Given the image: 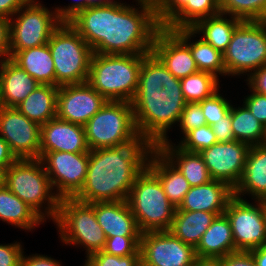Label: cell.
Listing matches in <instances>:
<instances>
[{
  "label": "cell",
  "instance_id": "1",
  "mask_svg": "<svg viewBox=\"0 0 266 266\" xmlns=\"http://www.w3.org/2000/svg\"><path fill=\"white\" fill-rule=\"evenodd\" d=\"M140 7L112 1L78 12L68 23L96 54H149L161 28L153 0H135Z\"/></svg>",
  "mask_w": 266,
  "mask_h": 266
},
{
  "label": "cell",
  "instance_id": "2",
  "mask_svg": "<svg viewBox=\"0 0 266 266\" xmlns=\"http://www.w3.org/2000/svg\"><path fill=\"white\" fill-rule=\"evenodd\" d=\"M131 104L138 134L155 147L178 123L186 105L180 79L152 52L142 59L138 89Z\"/></svg>",
  "mask_w": 266,
  "mask_h": 266
},
{
  "label": "cell",
  "instance_id": "3",
  "mask_svg": "<svg viewBox=\"0 0 266 266\" xmlns=\"http://www.w3.org/2000/svg\"><path fill=\"white\" fill-rule=\"evenodd\" d=\"M154 149L153 144H126L90 150L86 180L73 198L89 204L127 200Z\"/></svg>",
  "mask_w": 266,
  "mask_h": 266
},
{
  "label": "cell",
  "instance_id": "4",
  "mask_svg": "<svg viewBox=\"0 0 266 266\" xmlns=\"http://www.w3.org/2000/svg\"><path fill=\"white\" fill-rule=\"evenodd\" d=\"M145 55L93 53L87 83L107 101L131 103L138 89Z\"/></svg>",
  "mask_w": 266,
  "mask_h": 266
},
{
  "label": "cell",
  "instance_id": "5",
  "mask_svg": "<svg viewBox=\"0 0 266 266\" xmlns=\"http://www.w3.org/2000/svg\"><path fill=\"white\" fill-rule=\"evenodd\" d=\"M5 186L44 221L48 218L55 221L60 198L52 191L50 179L40 159H17L6 170Z\"/></svg>",
  "mask_w": 266,
  "mask_h": 266
},
{
  "label": "cell",
  "instance_id": "6",
  "mask_svg": "<svg viewBox=\"0 0 266 266\" xmlns=\"http://www.w3.org/2000/svg\"><path fill=\"white\" fill-rule=\"evenodd\" d=\"M84 129L90 150L152 144L138 134L132 104L127 101H107L84 125Z\"/></svg>",
  "mask_w": 266,
  "mask_h": 266
},
{
  "label": "cell",
  "instance_id": "7",
  "mask_svg": "<svg viewBox=\"0 0 266 266\" xmlns=\"http://www.w3.org/2000/svg\"><path fill=\"white\" fill-rule=\"evenodd\" d=\"M127 202L141 233L170 229L176 207L167 198L159 179L147 167L136 178Z\"/></svg>",
  "mask_w": 266,
  "mask_h": 266
},
{
  "label": "cell",
  "instance_id": "8",
  "mask_svg": "<svg viewBox=\"0 0 266 266\" xmlns=\"http://www.w3.org/2000/svg\"><path fill=\"white\" fill-rule=\"evenodd\" d=\"M48 45L54 62L57 87L88 81L93 51L68 22H62L54 30Z\"/></svg>",
  "mask_w": 266,
  "mask_h": 266
},
{
  "label": "cell",
  "instance_id": "9",
  "mask_svg": "<svg viewBox=\"0 0 266 266\" xmlns=\"http://www.w3.org/2000/svg\"><path fill=\"white\" fill-rule=\"evenodd\" d=\"M54 223L63 244L83 246L87 252L86 257L105 247L107 237L89 203L74 198H61Z\"/></svg>",
  "mask_w": 266,
  "mask_h": 266
},
{
  "label": "cell",
  "instance_id": "10",
  "mask_svg": "<svg viewBox=\"0 0 266 266\" xmlns=\"http://www.w3.org/2000/svg\"><path fill=\"white\" fill-rule=\"evenodd\" d=\"M223 61L227 76H249L266 65V21H243L235 29Z\"/></svg>",
  "mask_w": 266,
  "mask_h": 266
},
{
  "label": "cell",
  "instance_id": "11",
  "mask_svg": "<svg viewBox=\"0 0 266 266\" xmlns=\"http://www.w3.org/2000/svg\"><path fill=\"white\" fill-rule=\"evenodd\" d=\"M13 16L14 19L10 18L9 58L18 51L47 44L62 23L55 11L36 0H29Z\"/></svg>",
  "mask_w": 266,
  "mask_h": 266
},
{
  "label": "cell",
  "instance_id": "12",
  "mask_svg": "<svg viewBox=\"0 0 266 266\" xmlns=\"http://www.w3.org/2000/svg\"><path fill=\"white\" fill-rule=\"evenodd\" d=\"M255 203L233 196L227 204L224 214L230 222L237 251H250L266 245L264 200H255Z\"/></svg>",
  "mask_w": 266,
  "mask_h": 266
},
{
  "label": "cell",
  "instance_id": "13",
  "mask_svg": "<svg viewBox=\"0 0 266 266\" xmlns=\"http://www.w3.org/2000/svg\"><path fill=\"white\" fill-rule=\"evenodd\" d=\"M40 160L60 199L73 198L81 190L86 180L89 153L55 151L45 153Z\"/></svg>",
  "mask_w": 266,
  "mask_h": 266
},
{
  "label": "cell",
  "instance_id": "14",
  "mask_svg": "<svg viewBox=\"0 0 266 266\" xmlns=\"http://www.w3.org/2000/svg\"><path fill=\"white\" fill-rule=\"evenodd\" d=\"M0 136L17 159H40L41 126L15 107L0 106Z\"/></svg>",
  "mask_w": 266,
  "mask_h": 266
},
{
  "label": "cell",
  "instance_id": "15",
  "mask_svg": "<svg viewBox=\"0 0 266 266\" xmlns=\"http://www.w3.org/2000/svg\"><path fill=\"white\" fill-rule=\"evenodd\" d=\"M195 248L168 231L141 234L140 260L147 266L193 265Z\"/></svg>",
  "mask_w": 266,
  "mask_h": 266
},
{
  "label": "cell",
  "instance_id": "16",
  "mask_svg": "<svg viewBox=\"0 0 266 266\" xmlns=\"http://www.w3.org/2000/svg\"><path fill=\"white\" fill-rule=\"evenodd\" d=\"M250 146L240 141L217 142L199 152L213 180L227 183L232 189L239 184Z\"/></svg>",
  "mask_w": 266,
  "mask_h": 266
},
{
  "label": "cell",
  "instance_id": "17",
  "mask_svg": "<svg viewBox=\"0 0 266 266\" xmlns=\"http://www.w3.org/2000/svg\"><path fill=\"white\" fill-rule=\"evenodd\" d=\"M106 103L87 82L59 86L56 117L84 126Z\"/></svg>",
  "mask_w": 266,
  "mask_h": 266
},
{
  "label": "cell",
  "instance_id": "18",
  "mask_svg": "<svg viewBox=\"0 0 266 266\" xmlns=\"http://www.w3.org/2000/svg\"><path fill=\"white\" fill-rule=\"evenodd\" d=\"M152 53L178 79L199 71L190 47L172 30L161 27L157 31Z\"/></svg>",
  "mask_w": 266,
  "mask_h": 266
},
{
  "label": "cell",
  "instance_id": "19",
  "mask_svg": "<svg viewBox=\"0 0 266 266\" xmlns=\"http://www.w3.org/2000/svg\"><path fill=\"white\" fill-rule=\"evenodd\" d=\"M89 153L84 126L55 117L41 125L40 158L48 152Z\"/></svg>",
  "mask_w": 266,
  "mask_h": 266
},
{
  "label": "cell",
  "instance_id": "20",
  "mask_svg": "<svg viewBox=\"0 0 266 266\" xmlns=\"http://www.w3.org/2000/svg\"><path fill=\"white\" fill-rule=\"evenodd\" d=\"M233 196L234 189L227 183L211 180L208 183L191 187L176 210L206 211L219 216L224 214Z\"/></svg>",
  "mask_w": 266,
  "mask_h": 266
},
{
  "label": "cell",
  "instance_id": "21",
  "mask_svg": "<svg viewBox=\"0 0 266 266\" xmlns=\"http://www.w3.org/2000/svg\"><path fill=\"white\" fill-rule=\"evenodd\" d=\"M98 224L107 238L114 236H141L136 219L127 200L94 202Z\"/></svg>",
  "mask_w": 266,
  "mask_h": 266
},
{
  "label": "cell",
  "instance_id": "22",
  "mask_svg": "<svg viewBox=\"0 0 266 266\" xmlns=\"http://www.w3.org/2000/svg\"><path fill=\"white\" fill-rule=\"evenodd\" d=\"M39 85L11 58L0 60V106L16 107Z\"/></svg>",
  "mask_w": 266,
  "mask_h": 266
},
{
  "label": "cell",
  "instance_id": "23",
  "mask_svg": "<svg viewBox=\"0 0 266 266\" xmlns=\"http://www.w3.org/2000/svg\"><path fill=\"white\" fill-rule=\"evenodd\" d=\"M252 200L266 199V144L251 146L247 155L243 176L234 189V196ZM242 195V196H241Z\"/></svg>",
  "mask_w": 266,
  "mask_h": 266
},
{
  "label": "cell",
  "instance_id": "24",
  "mask_svg": "<svg viewBox=\"0 0 266 266\" xmlns=\"http://www.w3.org/2000/svg\"><path fill=\"white\" fill-rule=\"evenodd\" d=\"M168 138L167 136L156 148L183 174L191 187L213 180L199 153L187 152Z\"/></svg>",
  "mask_w": 266,
  "mask_h": 266
},
{
  "label": "cell",
  "instance_id": "25",
  "mask_svg": "<svg viewBox=\"0 0 266 266\" xmlns=\"http://www.w3.org/2000/svg\"><path fill=\"white\" fill-rule=\"evenodd\" d=\"M147 168L159 179L169 201L178 208L191 186L183 174L155 147Z\"/></svg>",
  "mask_w": 266,
  "mask_h": 266
},
{
  "label": "cell",
  "instance_id": "26",
  "mask_svg": "<svg viewBox=\"0 0 266 266\" xmlns=\"http://www.w3.org/2000/svg\"><path fill=\"white\" fill-rule=\"evenodd\" d=\"M230 222L225 214L216 216L195 248L199 257H223L236 252Z\"/></svg>",
  "mask_w": 266,
  "mask_h": 266
},
{
  "label": "cell",
  "instance_id": "27",
  "mask_svg": "<svg viewBox=\"0 0 266 266\" xmlns=\"http://www.w3.org/2000/svg\"><path fill=\"white\" fill-rule=\"evenodd\" d=\"M11 59L39 84L56 86L55 67L48 43L18 51Z\"/></svg>",
  "mask_w": 266,
  "mask_h": 266
},
{
  "label": "cell",
  "instance_id": "28",
  "mask_svg": "<svg viewBox=\"0 0 266 266\" xmlns=\"http://www.w3.org/2000/svg\"><path fill=\"white\" fill-rule=\"evenodd\" d=\"M59 87L39 85L15 108L40 126L56 117Z\"/></svg>",
  "mask_w": 266,
  "mask_h": 266
},
{
  "label": "cell",
  "instance_id": "29",
  "mask_svg": "<svg viewBox=\"0 0 266 266\" xmlns=\"http://www.w3.org/2000/svg\"><path fill=\"white\" fill-rule=\"evenodd\" d=\"M216 216L215 213L206 211L175 210L169 231L184 243L196 248Z\"/></svg>",
  "mask_w": 266,
  "mask_h": 266
},
{
  "label": "cell",
  "instance_id": "30",
  "mask_svg": "<svg viewBox=\"0 0 266 266\" xmlns=\"http://www.w3.org/2000/svg\"><path fill=\"white\" fill-rule=\"evenodd\" d=\"M226 17L223 13L209 16L199 20L191 28L199 36L203 34L201 38L222 54L226 51L235 29L243 22L237 17Z\"/></svg>",
  "mask_w": 266,
  "mask_h": 266
},
{
  "label": "cell",
  "instance_id": "31",
  "mask_svg": "<svg viewBox=\"0 0 266 266\" xmlns=\"http://www.w3.org/2000/svg\"><path fill=\"white\" fill-rule=\"evenodd\" d=\"M0 220L31 231L44 220L6 186L0 188Z\"/></svg>",
  "mask_w": 266,
  "mask_h": 266
},
{
  "label": "cell",
  "instance_id": "32",
  "mask_svg": "<svg viewBox=\"0 0 266 266\" xmlns=\"http://www.w3.org/2000/svg\"><path fill=\"white\" fill-rule=\"evenodd\" d=\"M174 32L190 47L199 71L209 72L217 78L218 75L226 76L223 54L220 51L206 43L202 38L191 42V38L197 35L191 28H181L174 30Z\"/></svg>",
  "mask_w": 266,
  "mask_h": 266
},
{
  "label": "cell",
  "instance_id": "33",
  "mask_svg": "<svg viewBox=\"0 0 266 266\" xmlns=\"http://www.w3.org/2000/svg\"><path fill=\"white\" fill-rule=\"evenodd\" d=\"M231 121L236 141L256 146L265 144V127L253 116L243 103L242 107H231Z\"/></svg>",
  "mask_w": 266,
  "mask_h": 266
},
{
  "label": "cell",
  "instance_id": "34",
  "mask_svg": "<svg viewBox=\"0 0 266 266\" xmlns=\"http://www.w3.org/2000/svg\"><path fill=\"white\" fill-rule=\"evenodd\" d=\"M220 13V0H192L186 4L163 28L177 30L192 28L199 20Z\"/></svg>",
  "mask_w": 266,
  "mask_h": 266
},
{
  "label": "cell",
  "instance_id": "35",
  "mask_svg": "<svg viewBox=\"0 0 266 266\" xmlns=\"http://www.w3.org/2000/svg\"><path fill=\"white\" fill-rule=\"evenodd\" d=\"M180 82L186 103H199L211 97L220 88L219 78L205 71H198L191 74L180 79Z\"/></svg>",
  "mask_w": 266,
  "mask_h": 266
},
{
  "label": "cell",
  "instance_id": "36",
  "mask_svg": "<svg viewBox=\"0 0 266 266\" xmlns=\"http://www.w3.org/2000/svg\"><path fill=\"white\" fill-rule=\"evenodd\" d=\"M220 13L243 21H266V0H220Z\"/></svg>",
  "mask_w": 266,
  "mask_h": 266
},
{
  "label": "cell",
  "instance_id": "37",
  "mask_svg": "<svg viewBox=\"0 0 266 266\" xmlns=\"http://www.w3.org/2000/svg\"><path fill=\"white\" fill-rule=\"evenodd\" d=\"M214 143H217V140L212 128L205 125L188 132L178 143V146L187 152L199 153L211 147Z\"/></svg>",
  "mask_w": 266,
  "mask_h": 266
},
{
  "label": "cell",
  "instance_id": "38",
  "mask_svg": "<svg viewBox=\"0 0 266 266\" xmlns=\"http://www.w3.org/2000/svg\"><path fill=\"white\" fill-rule=\"evenodd\" d=\"M219 91L220 90L215 92L211 97L199 102L206 123L209 126L222 119L232 107V104L218 93Z\"/></svg>",
  "mask_w": 266,
  "mask_h": 266
},
{
  "label": "cell",
  "instance_id": "39",
  "mask_svg": "<svg viewBox=\"0 0 266 266\" xmlns=\"http://www.w3.org/2000/svg\"><path fill=\"white\" fill-rule=\"evenodd\" d=\"M141 236H114L106 239L104 252L115 256L140 255Z\"/></svg>",
  "mask_w": 266,
  "mask_h": 266
},
{
  "label": "cell",
  "instance_id": "40",
  "mask_svg": "<svg viewBox=\"0 0 266 266\" xmlns=\"http://www.w3.org/2000/svg\"><path fill=\"white\" fill-rule=\"evenodd\" d=\"M84 266H136L140 255L115 256L99 251L88 257Z\"/></svg>",
  "mask_w": 266,
  "mask_h": 266
},
{
  "label": "cell",
  "instance_id": "41",
  "mask_svg": "<svg viewBox=\"0 0 266 266\" xmlns=\"http://www.w3.org/2000/svg\"><path fill=\"white\" fill-rule=\"evenodd\" d=\"M178 122L183 137L192 129L207 125L200 104L195 102L186 103Z\"/></svg>",
  "mask_w": 266,
  "mask_h": 266
},
{
  "label": "cell",
  "instance_id": "42",
  "mask_svg": "<svg viewBox=\"0 0 266 266\" xmlns=\"http://www.w3.org/2000/svg\"><path fill=\"white\" fill-rule=\"evenodd\" d=\"M157 22L164 27L186 4L192 0H153Z\"/></svg>",
  "mask_w": 266,
  "mask_h": 266
},
{
  "label": "cell",
  "instance_id": "43",
  "mask_svg": "<svg viewBox=\"0 0 266 266\" xmlns=\"http://www.w3.org/2000/svg\"><path fill=\"white\" fill-rule=\"evenodd\" d=\"M22 247L20 242L0 244V266H21Z\"/></svg>",
  "mask_w": 266,
  "mask_h": 266
},
{
  "label": "cell",
  "instance_id": "44",
  "mask_svg": "<svg viewBox=\"0 0 266 266\" xmlns=\"http://www.w3.org/2000/svg\"><path fill=\"white\" fill-rule=\"evenodd\" d=\"M246 98L243 103L250 110L253 116L265 127L266 126V95L254 91Z\"/></svg>",
  "mask_w": 266,
  "mask_h": 266
},
{
  "label": "cell",
  "instance_id": "45",
  "mask_svg": "<svg viewBox=\"0 0 266 266\" xmlns=\"http://www.w3.org/2000/svg\"><path fill=\"white\" fill-rule=\"evenodd\" d=\"M211 128L217 142L235 141L231 121V109L222 119L212 124Z\"/></svg>",
  "mask_w": 266,
  "mask_h": 266
},
{
  "label": "cell",
  "instance_id": "46",
  "mask_svg": "<svg viewBox=\"0 0 266 266\" xmlns=\"http://www.w3.org/2000/svg\"><path fill=\"white\" fill-rule=\"evenodd\" d=\"M220 259L222 266H256L250 251H236Z\"/></svg>",
  "mask_w": 266,
  "mask_h": 266
},
{
  "label": "cell",
  "instance_id": "47",
  "mask_svg": "<svg viewBox=\"0 0 266 266\" xmlns=\"http://www.w3.org/2000/svg\"><path fill=\"white\" fill-rule=\"evenodd\" d=\"M246 79L250 91L266 95V65L251 73Z\"/></svg>",
  "mask_w": 266,
  "mask_h": 266
},
{
  "label": "cell",
  "instance_id": "48",
  "mask_svg": "<svg viewBox=\"0 0 266 266\" xmlns=\"http://www.w3.org/2000/svg\"><path fill=\"white\" fill-rule=\"evenodd\" d=\"M10 19L0 17V60L9 58Z\"/></svg>",
  "mask_w": 266,
  "mask_h": 266
},
{
  "label": "cell",
  "instance_id": "49",
  "mask_svg": "<svg viewBox=\"0 0 266 266\" xmlns=\"http://www.w3.org/2000/svg\"><path fill=\"white\" fill-rule=\"evenodd\" d=\"M86 9V0H78L67 7H55L54 11L57 13L58 18L62 22H68L73 18L78 12Z\"/></svg>",
  "mask_w": 266,
  "mask_h": 266
},
{
  "label": "cell",
  "instance_id": "50",
  "mask_svg": "<svg viewBox=\"0 0 266 266\" xmlns=\"http://www.w3.org/2000/svg\"><path fill=\"white\" fill-rule=\"evenodd\" d=\"M21 266H62L61 262L54 258L48 257L47 255H29L28 257L23 254L21 260Z\"/></svg>",
  "mask_w": 266,
  "mask_h": 266
},
{
  "label": "cell",
  "instance_id": "51",
  "mask_svg": "<svg viewBox=\"0 0 266 266\" xmlns=\"http://www.w3.org/2000/svg\"><path fill=\"white\" fill-rule=\"evenodd\" d=\"M29 0H0V17L10 19Z\"/></svg>",
  "mask_w": 266,
  "mask_h": 266
},
{
  "label": "cell",
  "instance_id": "52",
  "mask_svg": "<svg viewBox=\"0 0 266 266\" xmlns=\"http://www.w3.org/2000/svg\"><path fill=\"white\" fill-rule=\"evenodd\" d=\"M17 160L11 152L8 143L0 136V165L7 168Z\"/></svg>",
  "mask_w": 266,
  "mask_h": 266
},
{
  "label": "cell",
  "instance_id": "53",
  "mask_svg": "<svg viewBox=\"0 0 266 266\" xmlns=\"http://www.w3.org/2000/svg\"><path fill=\"white\" fill-rule=\"evenodd\" d=\"M192 266H222L219 257H199L197 256Z\"/></svg>",
  "mask_w": 266,
  "mask_h": 266
},
{
  "label": "cell",
  "instance_id": "54",
  "mask_svg": "<svg viewBox=\"0 0 266 266\" xmlns=\"http://www.w3.org/2000/svg\"><path fill=\"white\" fill-rule=\"evenodd\" d=\"M256 266H266V245L250 250Z\"/></svg>",
  "mask_w": 266,
  "mask_h": 266
},
{
  "label": "cell",
  "instance_id": "55",
  "mask_svg": "<svg viewBox=\"0 0 266 266\" xmlns=\"http://www.w3.org/2000/svg\"><path fill=\"white\" fill-rule=\"evenodd\" d=\"M114 0H86V8L90 6H99L109 4Z\"/></svg>",
  "mask_w": 266,
  "mask_h": 266
},
{
  "label": "cell",
  "instance_id": "56",
  "mask_svg": "<svg viewBox=\"0 0 266 266\" xmlns=\"http://www.w3.org/2000/svg\"><path fill=\"white\" fill-rule=\"evenodd\" d=\"M7 167L0 165V188L5 186Z\"/></svg>",
  "mask_w": 266,
  "mask_h": 266
},
{
  "label": "cell",
  "instance_id": "57",
  "mask_svg": "<svg viewBox=\"0 0 266 266\" xmlns=\"http://www.w3.org/2000/svg\"><path fill=\"white\" fill-rule=\"evenodd\" d=\"M136 266H147L146 264H144L141 260L137 263Z\"/></svg>",
  "mask_w": 266,
  "mask_h": 266
},
{
  "label": "cell",
  "instance_id": "58",
  "mask_svg": "<svg viewBox=\"0 0 266 266\" xmlns=\"http://www.w3.org/2000/svg\"><path fill=\"white\" fill-rule=\"evenodd\" d=\"M264 212H265V219H266V199H264Z\"/></svg>",
  "mask_w": 266,
  "mask_h": 266
},
{
  "label": "cell",
  "instance_id": "59",
  "mask_svg": "<svg viewBox=\"0 0 266 266\" xmlns=\"http://www.w3.org/2000/svg\"><path fill=\"white\" fill-rule=\"evenodd\" d=\"M265 144H266V126H265Z\"/></svg>",
  "mask_w": 266,
  "mask_h": 266
}]
</instances>
